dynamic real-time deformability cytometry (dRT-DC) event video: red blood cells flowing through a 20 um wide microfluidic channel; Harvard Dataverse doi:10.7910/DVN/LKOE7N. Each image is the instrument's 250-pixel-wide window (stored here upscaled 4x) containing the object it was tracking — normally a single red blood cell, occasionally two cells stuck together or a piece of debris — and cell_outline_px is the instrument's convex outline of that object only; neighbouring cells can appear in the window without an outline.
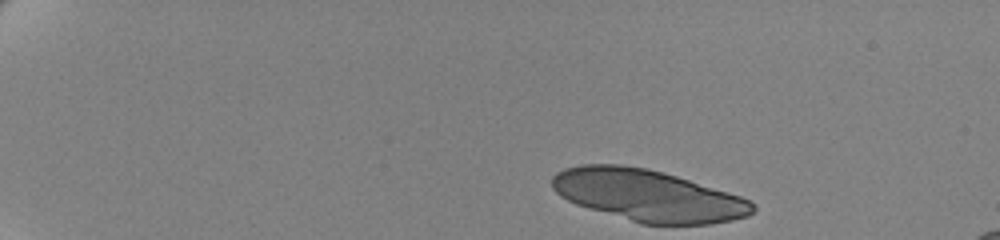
{"species": "human", "species_latin": "Homo sapiens", "temperature_condition": "cold", "stored_images_in_passage": 15, "camera_frame_rate_fps": 3000, "um_per_image_px": 0.085, "donor": {"sex": "female"}, "frame": {"image": 1, "passage_image": 1, "time_ms": 0.0, "image_size_px": [1000, 240], "cell_outline_px": [[756, 208], [748, 216], [732, 220], [708, 224], [640, 224], [588, 208], [576, 204], [560, 196], [552, 188], [552, 176], [556, 172], [564, 168], [580, 164], [620, 164], [648, 168], [676, 176], [740, 196], [752, 200], [756, 204]], "centroid_in_image_um": [55.05, 16.61], "position_along_channel_um": 29.9, "area_um2": 60.4}}